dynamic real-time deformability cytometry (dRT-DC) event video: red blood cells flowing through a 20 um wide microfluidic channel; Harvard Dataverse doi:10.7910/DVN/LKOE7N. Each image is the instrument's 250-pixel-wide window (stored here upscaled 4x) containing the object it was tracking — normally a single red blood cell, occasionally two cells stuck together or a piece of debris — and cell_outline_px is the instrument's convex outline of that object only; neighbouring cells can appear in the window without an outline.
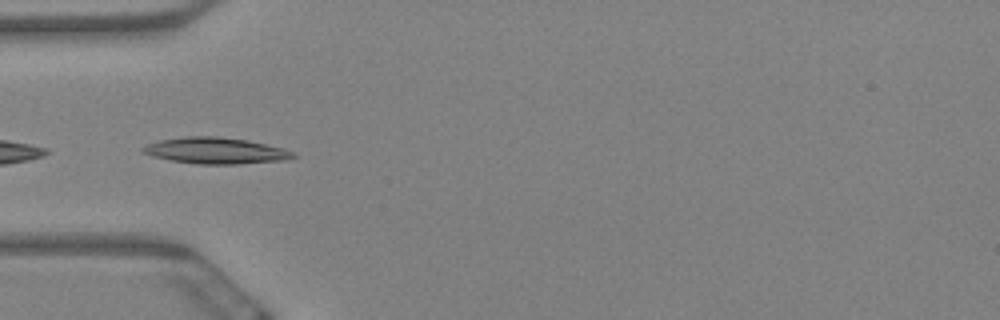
{"species": "Egyptian fruit bat (a non-hibernating species)", "species_latin": "Rousettus aegyptiacus", "temperature_condition": "warm", "stored_images_in_passage": 6, "camera_frame_rate_fps": 3000, "um_per_image_px": 0.085, "animal": {"sex": "female"}, "frame": {"image": 1, "passage_image": 5, "time_ms": 1.333, "image_size_px": [1000, 320], "cell_outline_px": [[296, 156], [284, 160], [240, 164], [196, 164], [172, 160], [152, 156], [144, 152], [140, 148], [148, 144], [160, 140], [184, 136], [220, 136], [248, 140], [284, 148], [292, 152]], "centroid_in_image_um": [18.33, 12.8], "position_along_channel_um": 66.7, "area_um2": 22.95}}
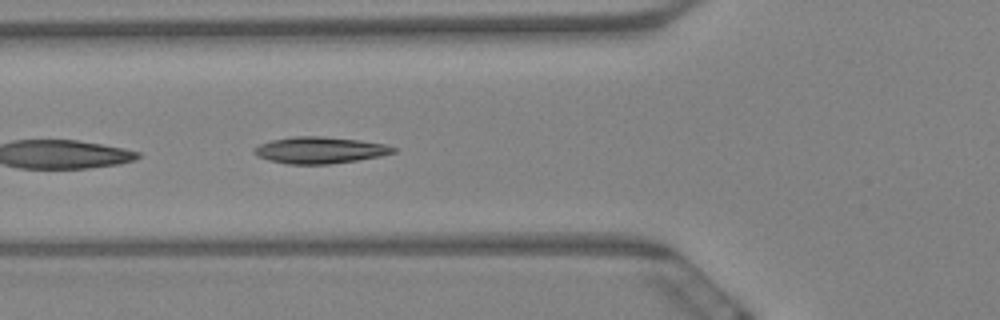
{"frame": {"image": 2, "passage_image": 6, "time_ms": 1.667, "image_size_px": [1000, 320], "cell_outline_px": [[400, 148], [396, 152], [380, 156], [356, 160], [328, 164], [288, 164], [268, 160], [252, 152], [260, 144], [272, 140], [292, 136], [324, 136], [360, 140], [384, 144]], "centroid_in_image_um": [27.23, 12.75], "position_along_channel_um": 98.6, "area_um2": 21.5}}